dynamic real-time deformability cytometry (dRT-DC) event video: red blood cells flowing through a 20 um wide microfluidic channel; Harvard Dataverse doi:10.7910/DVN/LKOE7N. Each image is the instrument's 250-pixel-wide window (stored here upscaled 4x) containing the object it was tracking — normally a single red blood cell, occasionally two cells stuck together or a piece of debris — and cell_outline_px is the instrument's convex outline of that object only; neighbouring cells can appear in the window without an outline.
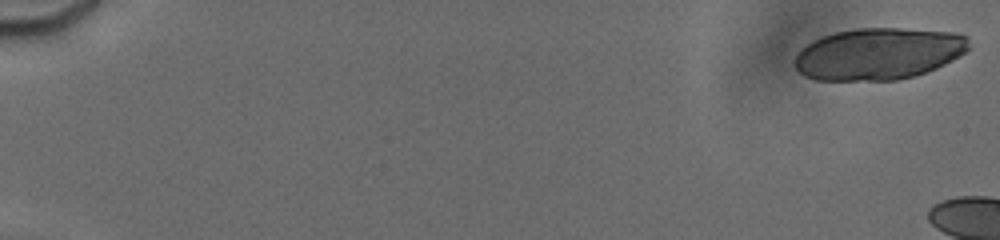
{"species": "human", "species_latin": "Homo sapiens", "temperature_condition": "cold", "stored_images_in_passage": 4, "camera_frame_rate_fps": 3000, "um_per_image_px": 0.085, "donor": {"sex": "male"}, "frame": {"image": 1, "passage_image": 1, "time_ms": 0.0, "image_size_px": [1000, 240], "cell_outline_px": [[968, 48], [960, 56], [936, 68], [916, 76], [900, 80], [816, 80], [804, 76], [796, 68], [796, 56], [800, 48], [812, 40], [836, 32], [856, 28], [900, 28], [956, 32], [968, 36]], "centroid_in_image_um": [74.68, 4.57], "position_along_channel_um": 10.3, "area_um2": 52.77}}